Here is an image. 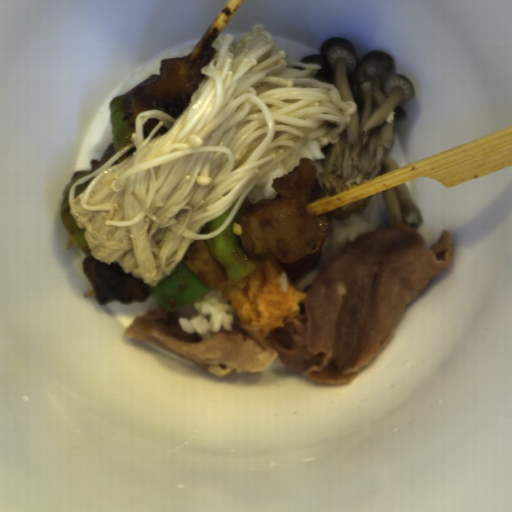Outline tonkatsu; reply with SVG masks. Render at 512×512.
Instances as JSON below:
<instances>
[{"label": "tonkatsu", "mask_w": 512, "mask_h": 512, "mask_svg": "<svg viewBox=\"0 0 512 512\" xmlns=\"http://www.w3.org/2000/svg\"><path fill=\"white\" fill-rule=\"evenodd\" d=\"M255 269L237 281L215 285L240 322L261 327L266 338L271 329L285 326L287 316L305 314L307 294L299 290L276 259H251Z\"/></svg>", "instance_id": "d4beea91"}]
</instances>
